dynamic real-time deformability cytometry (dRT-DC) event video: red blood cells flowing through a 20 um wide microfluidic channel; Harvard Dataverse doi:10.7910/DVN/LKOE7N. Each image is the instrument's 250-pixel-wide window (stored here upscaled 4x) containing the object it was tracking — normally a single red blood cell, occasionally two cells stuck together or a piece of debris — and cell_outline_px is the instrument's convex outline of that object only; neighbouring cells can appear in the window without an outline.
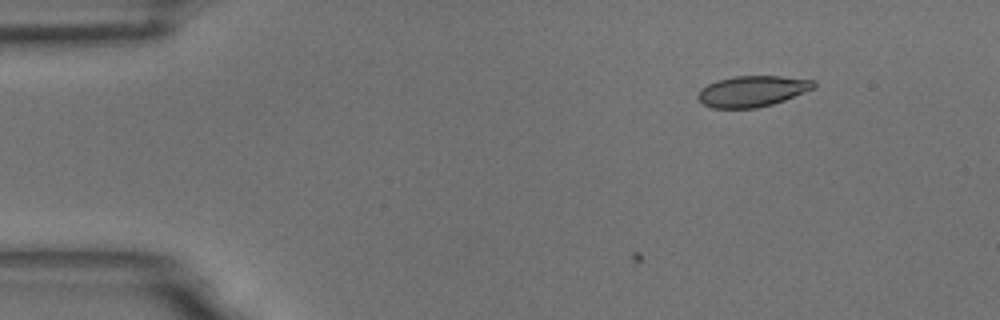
{"species": "common noctule bat (a hibernating species)", "species_latin": "Nyctalus noctula", "temperature_condition": "room temperature", "stored_images_in_passage": 3, "camera_frame_rate_fps": 3000, "um_per_image_px": 0.085, "animal": {"sex": "male", "body_mass_g": 18.8}, "frame": {"image": 1, "passage_image": 1, "time_ms": 0.0, "image_size_px": [1000, 320], "cell_outline_px": [[816, 88], [784, 100], [772, 104], [756, 108], [712, 108], [704, 104], [696, 96], [700, 88], [716, 80], [736, 76], [780, 76], [816, 80]], "centroid_in_image_um": [63.96, 7.74], "position_along_channel_um": 21.0, "area_um2": 20.98}}